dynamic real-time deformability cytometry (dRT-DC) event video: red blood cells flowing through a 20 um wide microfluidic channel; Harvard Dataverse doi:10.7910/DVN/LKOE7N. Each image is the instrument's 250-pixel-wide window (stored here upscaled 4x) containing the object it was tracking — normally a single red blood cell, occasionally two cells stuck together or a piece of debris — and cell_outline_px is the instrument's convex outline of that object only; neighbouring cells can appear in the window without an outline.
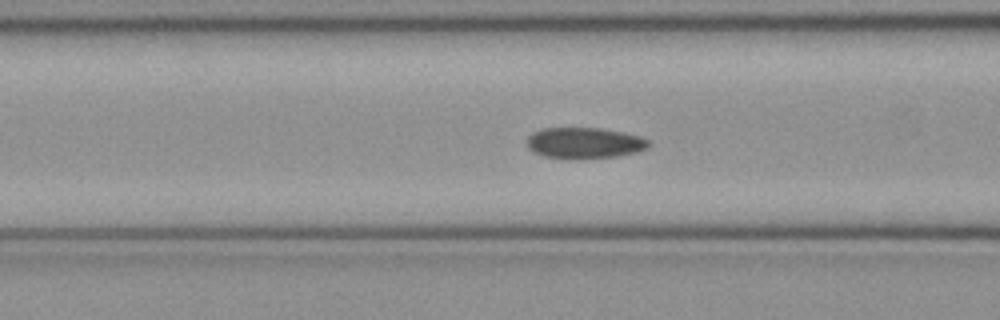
{"species": "common noctule bat (a hibernating species)", "species_latin": "Nyctalus noctula", "temperature_condition": "cold", "stored_images_in_passage": 51, "camera_frame_rate_fps": 3000, "um_per_image_px": 0.085, "animal": {"sex": "female", "body_mass_g": 21.9}, "frame": {"image": 1, "passage_image": 20, "time_ms": 6.333, "image_size_px": [1000, 320], "cell_outline_px": [[652, 144], [648, 148], [636, 152], [616, 156], [580, 160], [568, 160], [544, 156], [532, 152], [528, 148], [528, 136], [532, 132], [544, 128], [600, 128], [624, 132], [640, 136], [648, 140]], "centroid_in_image_um": [49.67, 12.17], "position_along_channel_um": 116.9, "area_um2": 22.48}}
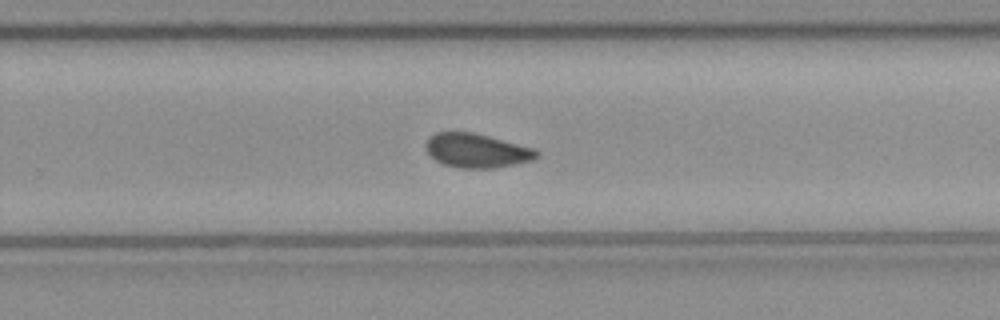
{"frame": {"image": 2, "passage_image": 33, "time_ms": 10.667, "image_size_px": [1000, 320], "cell_outline_px": [[540, 156], [532, 160], [496, 168], [460, 168], [444, 164], [436, 160], [424, 148], [424, 144], [428, 136], [436, 132], [472, 132], [536, 148], [540, 152]], "centroid_in_image_um": [40.53, 12.79], "position_along_channel_um": 289.3, "area_um2": 22.2}}
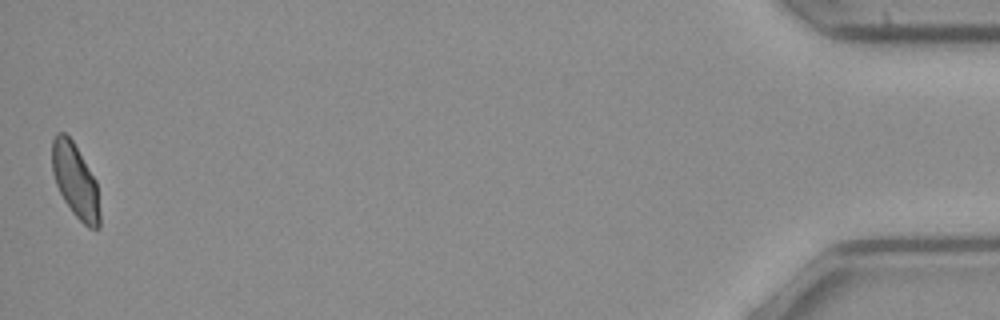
{"frame": {"image": 3, "passage_image": 51, "time_ms": 16.667, "image_size_px": [1000, 320], "cell_outline_px": [[100, 228], [88, 228], [72, 212], [64, 200], [56, 184], [52, 172], [52, 140], [56, 132], [64, 132], [72, 140], [96, 180], [100, 212]], "centroid_in_image_um": [6.4, 15.37], "position_along_channel_um": 428.8, "area_um2": 20.52}, "authors_computed_cell_mechanics": {"area_um2": 22.1952, "velocity_mm_per_s": 3.982, "shape_relaxation_time_tau1_ms": 3.8235, "shape_relaxation_time_tau2_ms": 1.6998, "deformation_change_tau1": 0.0882, "deformation_change_tau2": 0.0668}}